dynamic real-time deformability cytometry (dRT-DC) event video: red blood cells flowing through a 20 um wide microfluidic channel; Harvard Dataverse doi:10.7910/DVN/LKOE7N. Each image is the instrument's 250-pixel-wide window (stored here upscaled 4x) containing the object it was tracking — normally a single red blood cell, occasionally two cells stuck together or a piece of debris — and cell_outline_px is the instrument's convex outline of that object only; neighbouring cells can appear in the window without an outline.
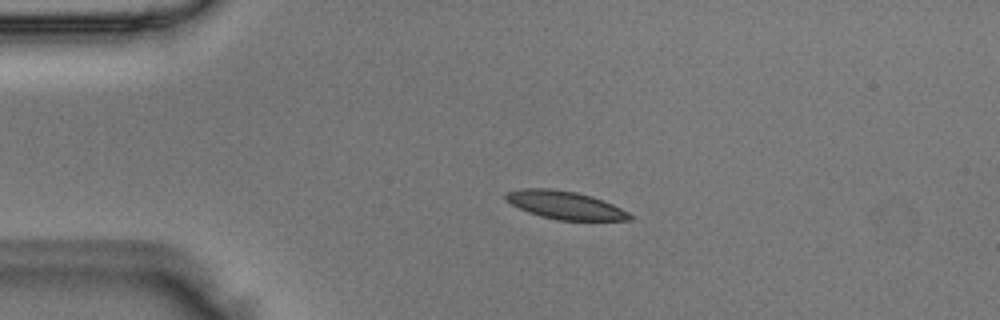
{"species": "Egyptian fruit bat (a non-hibernating species)", "species_latin": "Rousettus aegyptiacus", "temperature_condition": "room temperature", "stored_images_in_passage": 3, "camera_frame_rate_fps": 3000, "um_per_image_px": 0.085, "animal": {"sex": "male"}, "frame": {"image": 1, "passage_image": 3, "time_ms": 0.667, "image_size_px": [1000, 320], "cell_outline_px": [[632, 220], [556, 220], [540, 216], [528, 212], [504, 200], [504, 196], [508, 192], [520, 188], [552, 188], [576, 192], [592, 196], [604, 200], [628, 212], [632, 216]], "centroid_in_image_um": [48.01, 17.43], "position_along_channel_um": 37.0, "area_um2": 20.29}}